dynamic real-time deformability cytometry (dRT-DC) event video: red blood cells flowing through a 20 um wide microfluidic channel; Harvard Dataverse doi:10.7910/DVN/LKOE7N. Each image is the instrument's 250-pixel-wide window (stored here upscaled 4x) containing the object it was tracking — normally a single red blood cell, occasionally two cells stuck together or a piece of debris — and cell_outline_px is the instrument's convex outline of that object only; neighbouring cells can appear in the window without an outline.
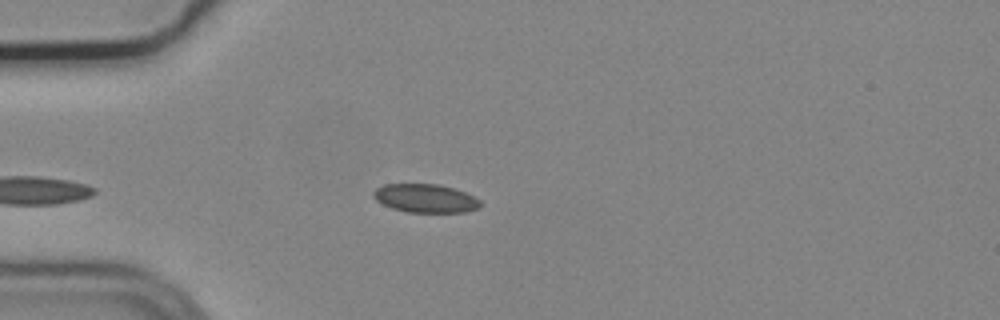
{"species": "common noctule bat (a hibernating species)", "species_latin": "Nyctalus noctula", "temperature_condition": "cold", "stored_images_in_passage": 33, "camera_frame_rate_fps": 3000, "um_per_image_px": 0.085, "animal": {"sex": "male", "body_mass_g": 19.2, "forearm_length_mm": 51.8}, "frame": {"image": 1, "passage_image": 3, "time_ms": 0.667, "image_size_px": [1000, 320], "cell_outline_px": [[480, 208], [464, 212], [408, 212], [392, 208], [376, 200], [372, 196], [372, 192], [376, 188], [384, 184], [440, 184], [464, 192], [480, 200]], "centroid_in_image_um": [36.14, 16.85], "position_along_channel_um": 48.9, "area_um2": 17.69}}
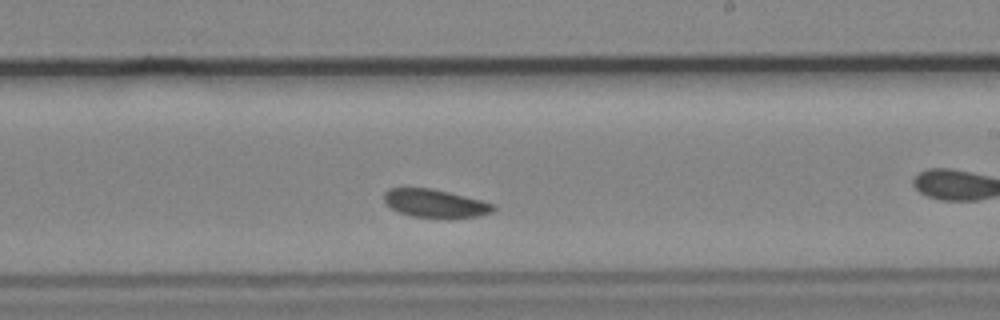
{"frame": {"image": 2, "passage_image": 17, "time_ms": 5.333, "image_size_px": [1000, 320], "cell_outline_px": [[496, 208], [492, 212], [476, 216], [412, 216], [400, 212], [392, 208], [384, 200], [384, 192], [388, 188], [432, 188], [496, 204]], "centroid_in_image_um": [36.97, 17.25], "position_along_channel_um": 252.0, "area_um2": 17.28}}
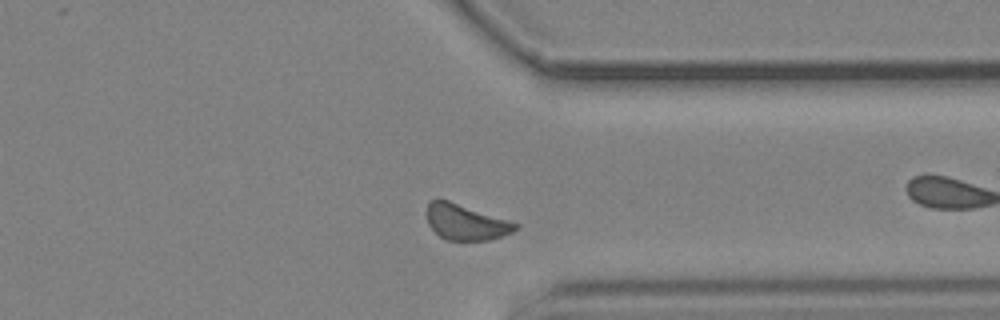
{"frame": {"image": 3, "passage_image": 27, "time_ms": 8.667, "image_size_px": [1000, 320], "cell_outline_px": [[520, 228], [512, 232], [488, 240], [448, 240], [440, 236], [428, 224], [428, 204], [436, 196], [520, 224]], "centroid_in_image_um": [39.6, 18.87], "position_along_channel_um": 371.8, "area_um2": 18.26}}